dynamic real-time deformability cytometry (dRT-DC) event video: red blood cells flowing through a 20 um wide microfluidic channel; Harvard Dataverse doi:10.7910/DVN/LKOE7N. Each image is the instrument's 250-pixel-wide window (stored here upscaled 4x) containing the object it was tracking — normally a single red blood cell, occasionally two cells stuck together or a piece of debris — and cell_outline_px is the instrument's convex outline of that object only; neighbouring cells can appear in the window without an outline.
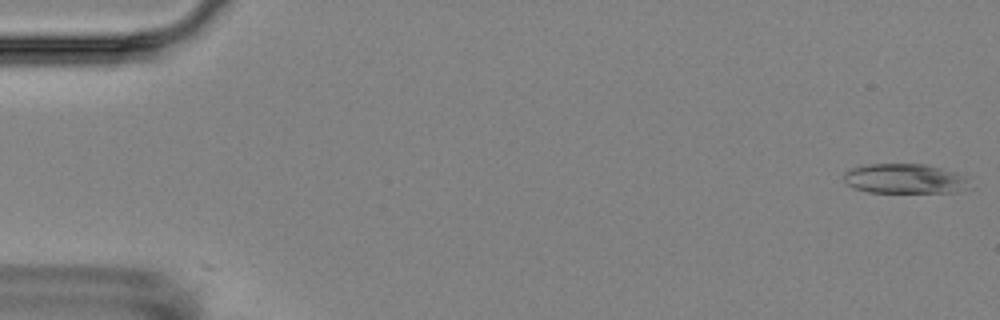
{"species": "Egyptian fruit bat (a non-hibernating species)", "species_latin": "Rousettus aegyptiacus", "temperature_condition": "room temperature", "stored_images_in_passage": 6, "camera_frame_rate_fps": 3000, "um_per_image_px": 0.085, "animal": {"sex": "female"}, "frame": {"image": 1, "passage_image": 1, "time_ms": 0.0, "image_size_px": [1000, 320], "cell_outline_px": [[972, 188], [956, 192], [868, 192], [856, 188], [848, 184], [844, 180], [844, 172], [852, 168], [868, 164], [924, 164], [960, 172], [972, 176]], "centroid_in_image_um": [77.08, 15.19], "position_along_channel_um": 7.9, "area_um2": 22.37}}
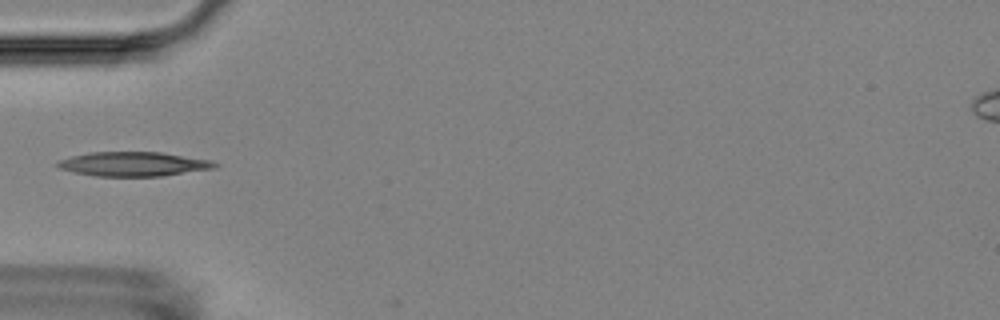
{"frame": {"image": 2, "passage_image": 6, "time_ms": 5.667, "image_size_px": [1000, 320], "cell_outline_px": [[220, 164], [216, 168], [160, 176], [96, 176], [72, 172], [60, 168], [56, 164], [60, 160], [72, 156], [88, 152], [160, 152], [212, 160]], "centroid_in_image_um": [11.37, 13.94], "position_along_channel_um": 73.6, "area_um2": 22.25}}